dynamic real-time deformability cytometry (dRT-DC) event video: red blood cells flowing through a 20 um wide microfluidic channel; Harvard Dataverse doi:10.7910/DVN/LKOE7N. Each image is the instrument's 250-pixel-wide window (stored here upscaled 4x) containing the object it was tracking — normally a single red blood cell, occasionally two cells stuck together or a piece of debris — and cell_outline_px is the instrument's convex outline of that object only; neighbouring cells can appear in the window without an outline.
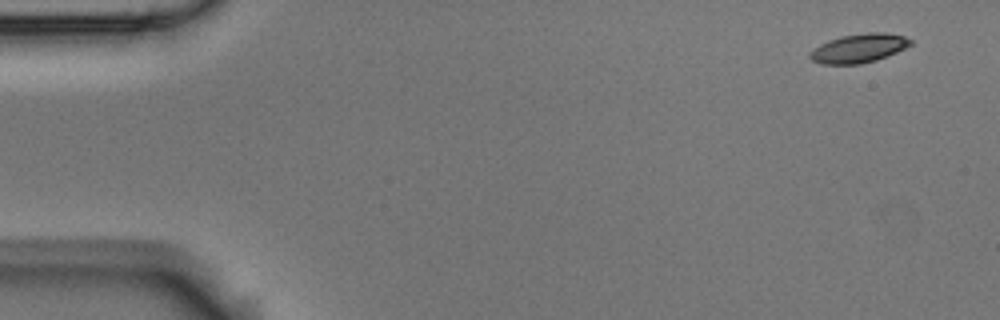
{"species": "Egyptian fruit bat (a non-hibernating species)", "species_latin": "Rousettus aegyptiacus", "temperature_condition": "room temperature", "stored_images_in_passage": 6, "camera_frame_rate_fps": 3000, "um_per_image_px": 0.085, "animal": {"sex": "male"}, "frame": {"image": 1, "passage_image": 1, "time_ms": 0.0, "image_size_px": [1000, 320], "cell_outline_px": [[912, 44], [896, 52], [876, 60], [860, 64], [824, 64], [812, 60], [808, 56], [808, 52], [820, 44], [828, 40], [840, 36], [868, 32], [884, 32], [904, 36], [912, 40]], "centroid_in_image_um": [72.98, 4.09], "position_along_channel_um": 12.0, "area_um2": 16.94}}
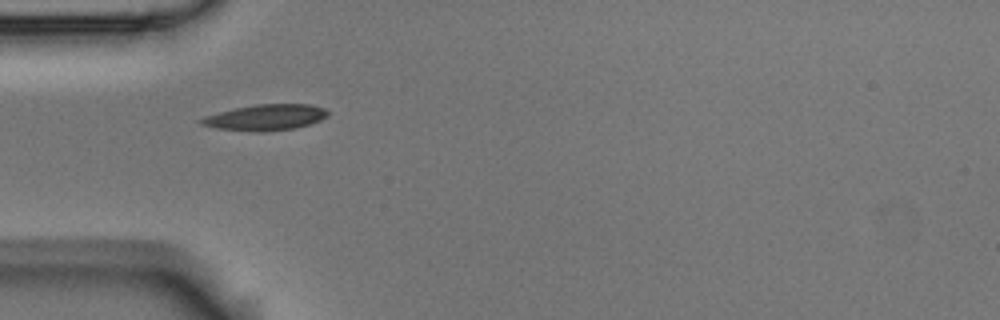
{"frame": {"image": 2, "passage_image": 5, "time_ms": 1.333, "image_size_px": [1000, 320], "cell_outline_px": [[328, 116], [320, 120], [296, 128], [260, 132], [256, 132], [216, 128], [200, 124], [196, 120], [204, 116], [236, 108], [256, 104], [308, 104], [324, 108], [328, 112]], "centroid_in_image_um": [22.54, 9.98], "position_along_channel_um": 62.5, "area_um2": 19.07}}
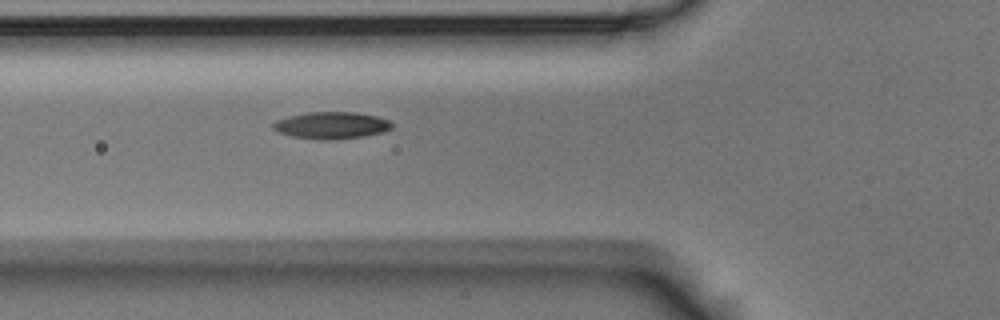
{"frame": {"image": 3, "passage_image": 6, "time_ms": 1.667, "image_size_px": [1000, 320], "cell_outline_px": [[392, 128], [384, 132], [364, 136], [336, 140], [320, 140], [292, 136], [280, 132], [272, 128], [272, 124], [276, 120], [288, 116], [308, 112], [356, 112], [376, 116], [388, 120], [392, 124]], "centroid_in_image_um": [28.18, 10.66], "position_along_channel_um": 97.6, "area_um2": 18.73}}